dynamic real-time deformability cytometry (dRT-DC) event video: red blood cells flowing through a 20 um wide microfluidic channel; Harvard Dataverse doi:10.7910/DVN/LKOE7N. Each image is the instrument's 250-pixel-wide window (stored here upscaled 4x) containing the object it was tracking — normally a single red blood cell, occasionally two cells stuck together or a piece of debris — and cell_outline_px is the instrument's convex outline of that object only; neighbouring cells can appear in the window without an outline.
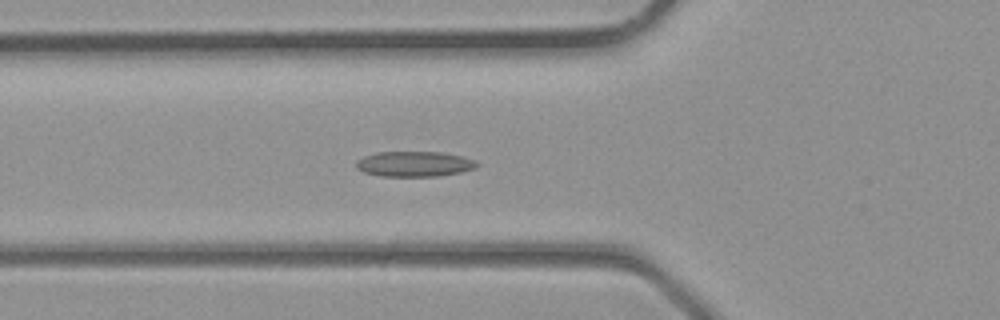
{"species": "common noctule bat (a hibernating species)", "species_latin": "Nyctalus noctula", "temperature_condition": "room temperature", "stored_images_in_passage": 38, "camera_frame_rate_fps": 3000, "um_per_image_px": 0.085, "animal": {"sex": "male", "body_mass_g": 23.1, "forearm_length_mm": 52.7}, "frame": {"image": 1, "passage_image": 14, "time_ms": 4.333, "image_size_px": [1000, 320], "cell_outline_px": [[480, 164], [476, 168], [460, 172], [440, 176], [380, 176], [364, 172], [356, 168], [356, 160], [364, 156], [376, 152], [444, 152], [476, 160]], "centroid_in_image_um": [35.23, 13.93], "position_along_channel_um": 90.6, "area_um2": 17.92}}
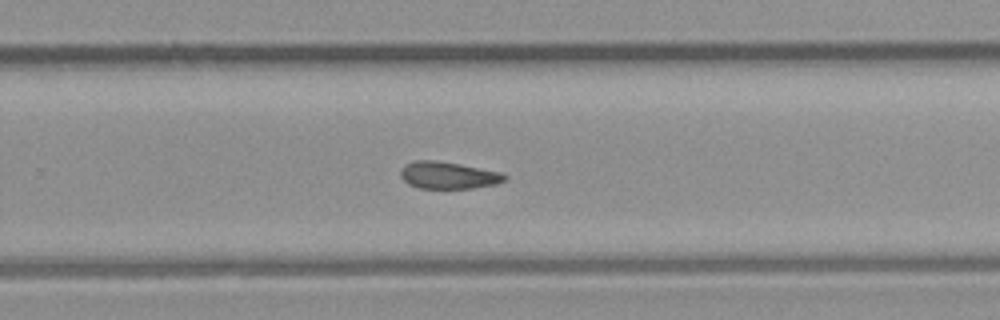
{"frame": {"image": 2, "passage_image": 25, "time_ms": 8.0, "image_size_px": [1000, 320], "cell_outline_px": [[508, 176], [504, 180], [496, 184], [472, 188], [420, 188], [408, 184], [400, 176], [400, 168], [404, 164], [416, 160], [432, 160], [460, 164], [500, 172]], "centroid_in_image_um": [38.06, 14.89], "position_along_channel_um": 291.7, "area_um2": 16.36}}
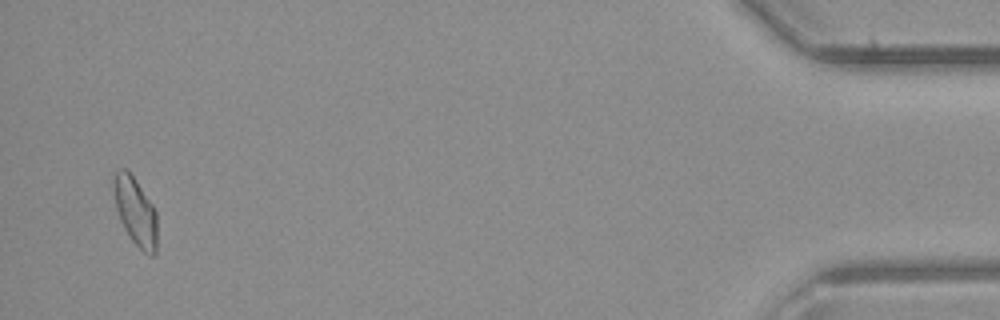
{"frame": {"image": 3, "passage_image": 37, "time_ms": 12.0, "image_size_px": [1000, 320], "cell_outline_px": [[156, 252], [152, 256], [144, 252], [132, 240], [124, 228], [120, 220], [116, 208], [112, 188], [112, 172], [120, 168], [124, 168], [136, 180], [152, 204], [156, 212]], "centroid_in_image_um": [11.47, 17.92], "position_along_channel_um": 423.7, "area_um2": 17.28}}